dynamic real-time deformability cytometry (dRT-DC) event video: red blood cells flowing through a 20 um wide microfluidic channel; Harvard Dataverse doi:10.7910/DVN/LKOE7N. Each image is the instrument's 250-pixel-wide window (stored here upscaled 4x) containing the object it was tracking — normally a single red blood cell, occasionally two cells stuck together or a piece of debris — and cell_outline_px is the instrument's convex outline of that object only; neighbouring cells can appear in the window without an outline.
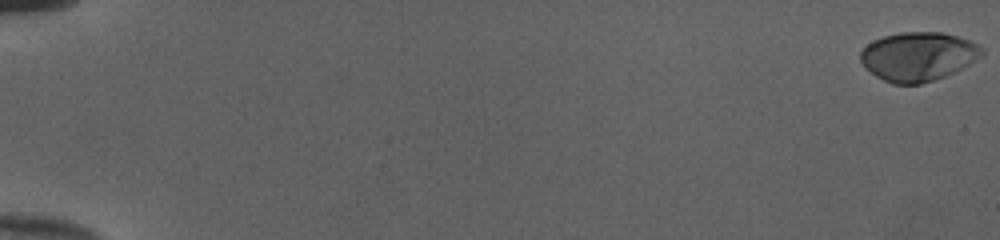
{"species": "human", "species_latin": "Homo sapiens", "temperature_condition": "cold", "stored_images_in_passage": 54, "camera_frame_rate_fps": 3000, "um_per_image_px": 0.085, "donor": {"sex": "female"}, "frame": {"image": 1, "passage_image": 1, "time_ms": 0.0, "image_size_px": [1000, 240], "cell_outline_px": [[984, 52], [976, 60], [944, 76], [920, 84], [892, 84], [876, 76], [860, 60], [860, 52], [872, 40], [884, 36], [900, 32], [940, 32], [956, 36], [968, 40], [984, 48]], "centroid_in_image_um": [78.03, 4.79], "position_along_channel_um": 7.0, "area_um2": 34.16}}
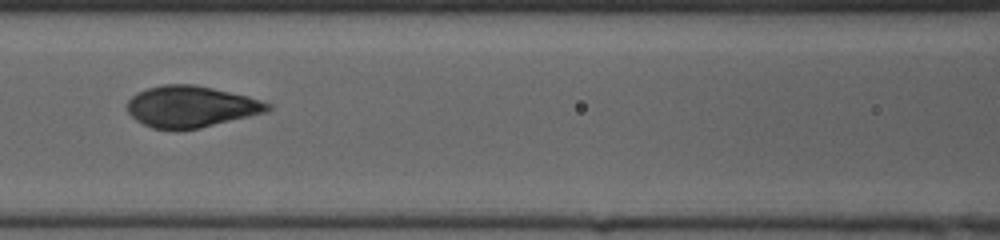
{"frame": {"image": 2, "passage_image": 27, "time_ms": 8.667, "image_size_px": [1000, 240], "cell_outline_px": [[272, 108], [268, 112], [200, 128], [152, 128], [136, 120], [128, 112], [124, 104], [136, 92], [160, 84], [196, 84], [248, 96], [272, 104]], "centroid_in_image_um": [16.24, 9.04], "position_along_channel_um": 150.4, "area_um2": 33.93}}
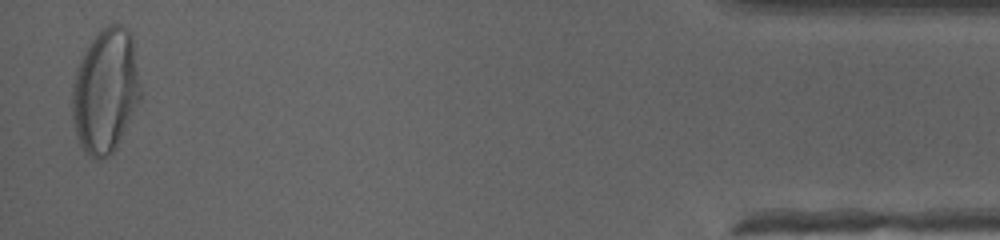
{"frame": {"image": 3, "passage_image": 53, "time_ms": 17.333, "image_size_px": [1000, 240], "cell_outline_px": [[140, 100], [116, 148], [108, 156], [100, 160], [96, 160], [88, 156], [84, 152], [76, 136], [72, 120], [72, 84], [76, 68], [88, 44], [108, 24], [120, 24], [128, 28], [132, 32], [140, 88]], "centroid_in_image_um": [8.95, 7.74], "position_along_channel_um": 426.2, "area_um2": 49.77}, "authors_computed_cell_mechanics": {"area_um2": 34.2176, "velocity_mm_per_s": 4.0124, "shape_relaxation_time_tau1_ms": 3.5969, "shape_relaxation_time_tau2_ms": null, "deformation_change_tau1": 0.2079, "deformation_change_tau2": null}}